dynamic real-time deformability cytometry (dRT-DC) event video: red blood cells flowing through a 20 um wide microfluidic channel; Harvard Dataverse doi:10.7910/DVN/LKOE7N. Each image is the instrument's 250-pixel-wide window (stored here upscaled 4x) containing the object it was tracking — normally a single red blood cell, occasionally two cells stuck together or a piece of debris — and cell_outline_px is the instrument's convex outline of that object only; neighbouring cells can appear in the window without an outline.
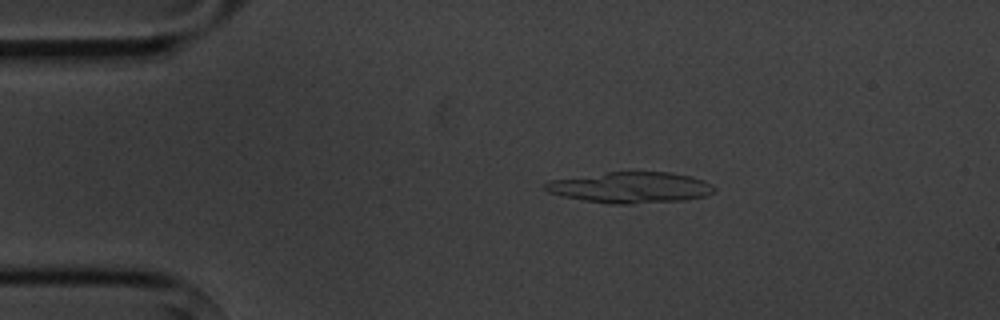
{"species": "common noctule bat (a hibernating species)", "species_latin": "Nyctalus noctula", "temperature_condition": "cold", "stored_images_in_passage": 4, "segment_of_instrument_passage": [1, 2], "camera_frame_rate_fps": 3000, "um_per_image_px": 0.085, "animal": {"sex": "male", "body_mass_g": 20.1, "forearm_length_mm": 53.5}, "frame": {"image": 1, "passage_image": 1, "time_ms": 0.0, "image_size_px": [1000, 320], "cell_outline_px": [[716, 188], [712, 192], [704, 196], [684, 200], [632, 204], [608, 204], [560, 196], [548, 192], [544, 188], [544, 184], [548, 180], [608, 172], [668, 172], [692, 176], [704, 180], [712, 184]], "centroid_in_image_um": [53.58, 15.94], "position_along_channel_um": 31.4, "area_um2": 30.63}}